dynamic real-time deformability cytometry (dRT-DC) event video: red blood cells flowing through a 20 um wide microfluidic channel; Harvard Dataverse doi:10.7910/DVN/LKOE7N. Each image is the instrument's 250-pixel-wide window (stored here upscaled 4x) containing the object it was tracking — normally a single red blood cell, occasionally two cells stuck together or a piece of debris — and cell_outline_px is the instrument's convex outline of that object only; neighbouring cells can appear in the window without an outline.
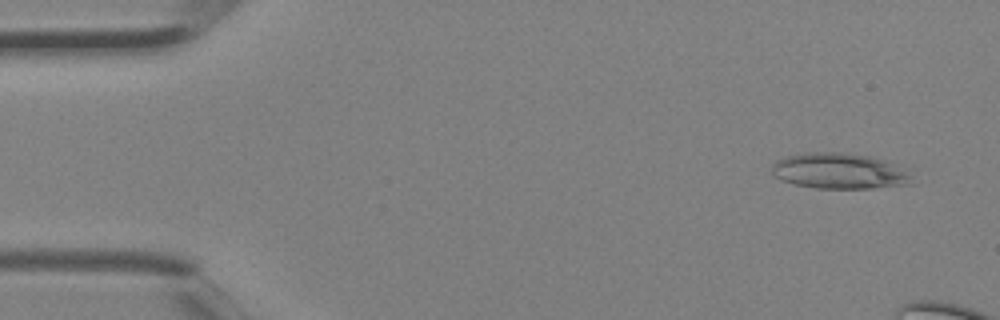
{"species": "Egyptian fruit bat (a non-hibernating species)", "species_latin": "Rousettus aegyptiacus", "temperature_condition": "room temperature", "stored_images_in_passage": 3, "camera_frame_rate_fps": 3000, "um_per_image_px": 0.085, "animal": {"sex": "female"}, "frame": {"image": 1, "passage_image": 1, "time_ms": 0.0, "image_size_px": [1000, 320], "cell_outline_px": [[912, 184], [872, 188], [816, 188], [796, 184], [784, 180], [776, 176], [772, 172], [772, 164], [776, 160], [788, 156], [804, 152], [840, 152], [868, 156], [888, 160], [912, 168]], "centroid_in_image_um": [71.48, 14.52], "position_along_channel_um": 13.5, "area_um2": 29.65}}